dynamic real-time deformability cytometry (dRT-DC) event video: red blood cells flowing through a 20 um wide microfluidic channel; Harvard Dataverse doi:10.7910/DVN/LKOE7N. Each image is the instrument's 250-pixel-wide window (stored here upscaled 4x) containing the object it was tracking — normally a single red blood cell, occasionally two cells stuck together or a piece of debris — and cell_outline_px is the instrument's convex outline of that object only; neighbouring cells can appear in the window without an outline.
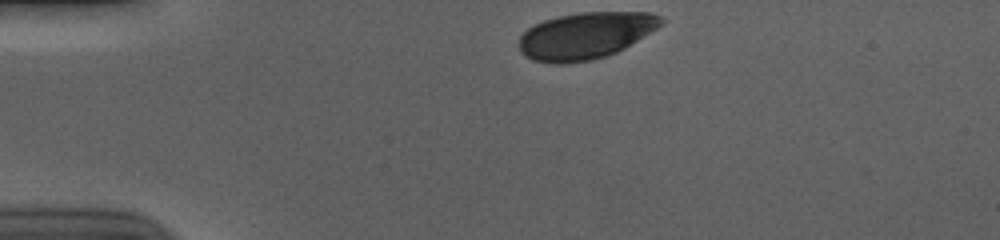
{"species": "human", "species_latin": "Homo sapiens", "temperature_condition": "cold", "stored_images_in_passage": 35, "camera_frame_rate_fps": 3000, "um_per_image_px": 0.085, "donor": {"sex": "male"}, "frame": {"image": 1, "passage_image": 1, "time_ms": 0.0, "image_size_px": [1000, 240], "cell_outline_px": [[668, 20], [656, 28], [624, 48], [608, 56], [592, 60], [560, 64], [556, 64], [532, 60], [520, 52], [520, 36], [528, 28], [544, 20], [560, 16], [580, 12], [648, 12], [660, 16]], "centroid_in_image_um": [49.77, 3.03], "position_along_channel_um": 35.2, "area_um2": 38.49}}
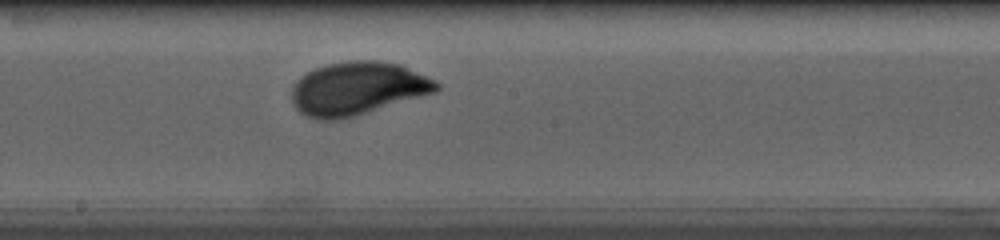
{"frame": {"image": 2, "passage_image": 20, "time_ms": 6.333, "image_size_px": [1000, 240], "cell_outline_px": [[440, 88], [436, 92], [340, 120], [316, 120], [304, 116], [296, 108], [292, 100], [292, 84], [304, 72], [328, 64], [352, 60], [376, 60], [400, 64], [436, 80], [440, 84]], "centroid_in_image_um": [30.36, 7.52], "position_along_channel_um": 217.8, "area_um2": 45.08}}
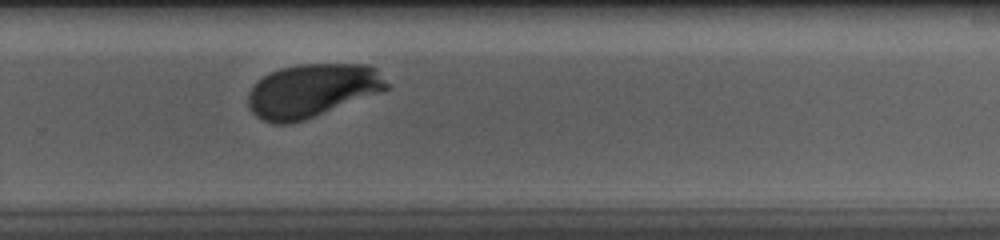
{"frame": {"image": 3, "passage_image": 27, "time_ms": 8.667, "image_size_px": [1000, 240], "cell_outline_px": [[388, 88], [384, 92], [304, 120], [288, 124], [272, 124], [256, 116], [252, 112], [248, 104], [248, 92], [264, 76], [280, 68], [300, 64], [368, 64], [376, 68], [388, 84]], "centroid_in_image_um": [26.56, 7.71], "position_along_channel_um": 303.2, "area_um2": 43.18}, "authors_computed_cell_mechanics": {"area_um2": 42.772, "velocity_mm_per_s": 3.6717, "shape_relaxation_time_tau1_ms": 1.9727, "shape_relaxation_time_tau2_ms": null, "deformation_change_tau1": 0.1286, "deformation_change_tau2": null}}